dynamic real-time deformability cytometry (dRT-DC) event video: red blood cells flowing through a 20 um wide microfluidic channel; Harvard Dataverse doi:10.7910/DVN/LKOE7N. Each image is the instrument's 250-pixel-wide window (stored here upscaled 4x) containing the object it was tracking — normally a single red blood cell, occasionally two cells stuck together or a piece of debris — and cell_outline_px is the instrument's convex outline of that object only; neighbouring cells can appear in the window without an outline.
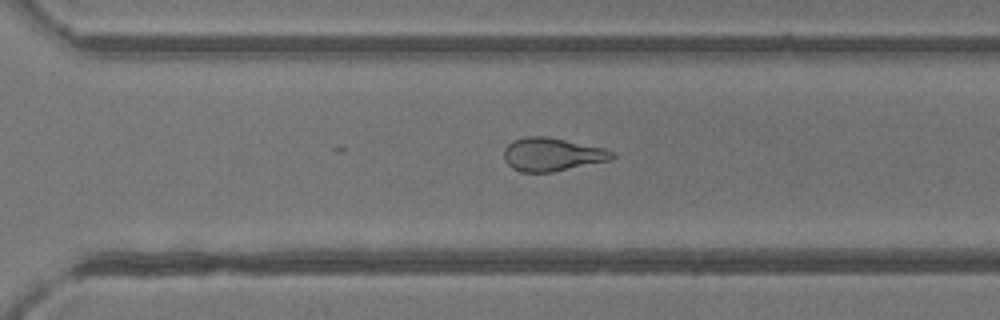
{"species": "common noctule bat (a hibernating species)", "species_latin": "Nyctalus noctula", "temperature_condition": "room temperature", "stored_images_in_passage": 28, "camera_frame_rate_fps": 3000, "um_per_image_px": 0.085, "animal": {"sex": "female"}, "frame": {"image": 1, "passage_image": 28, "time_ms": 9.0, "image_size_px": [1000, 320], "cell_outline_px": [[616, 156], [612, 160], [552, 172], [520, 172], [512, 168], [504, 160], [504, 148], [512, 140], [528, 136], [548, 136], [604, 148], [612, 152]], "centroid_in_image_um": [46.92, 13.12], "position_along_channel_um": 323.7, "area_um2": 21.1}}